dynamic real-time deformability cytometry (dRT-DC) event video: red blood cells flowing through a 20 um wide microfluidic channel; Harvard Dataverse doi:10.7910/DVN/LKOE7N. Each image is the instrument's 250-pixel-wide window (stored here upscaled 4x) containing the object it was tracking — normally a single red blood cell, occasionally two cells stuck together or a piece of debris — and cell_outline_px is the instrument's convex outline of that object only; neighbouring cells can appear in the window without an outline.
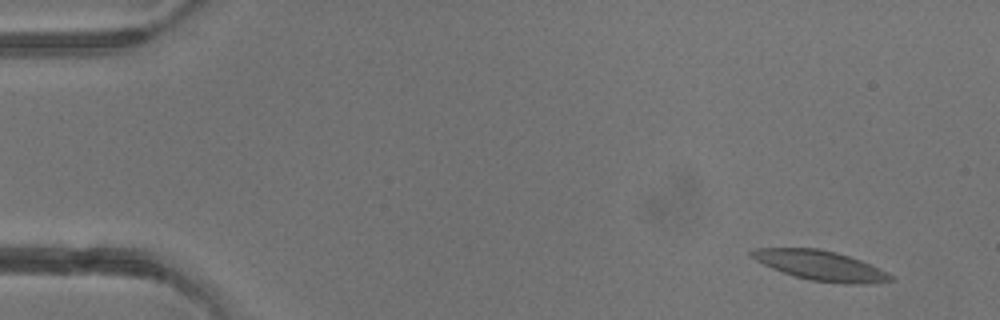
{"species": "common noctule bat (a hibernating species)", "species_latin": "Nyctalus noctula", "temperature_condition": "warm", "stored_images_in_passage": 3, "camera_frame_rate_fps": 3000, "um_per_image_px": 0.085, "animal": {"sex": "male", "body_mass_g": 13.3}, "frame": {"image": 1, "passage_image": 1, "time_ms": 0.0, "image_size_px": [1000, 320], "cell_outline_px": [[896, 280], [876, 284], [844, 284], [812, 280], [796, 276], [772, 268], [756, 260], [748, 252], [756, 248], [820, 248], [836, 252], [860, 260], [888, 272]], "centroid_in_image_um": [69.81, 22.58], "position_along_channel_um": 15.2, "area_um2": 24.04}}